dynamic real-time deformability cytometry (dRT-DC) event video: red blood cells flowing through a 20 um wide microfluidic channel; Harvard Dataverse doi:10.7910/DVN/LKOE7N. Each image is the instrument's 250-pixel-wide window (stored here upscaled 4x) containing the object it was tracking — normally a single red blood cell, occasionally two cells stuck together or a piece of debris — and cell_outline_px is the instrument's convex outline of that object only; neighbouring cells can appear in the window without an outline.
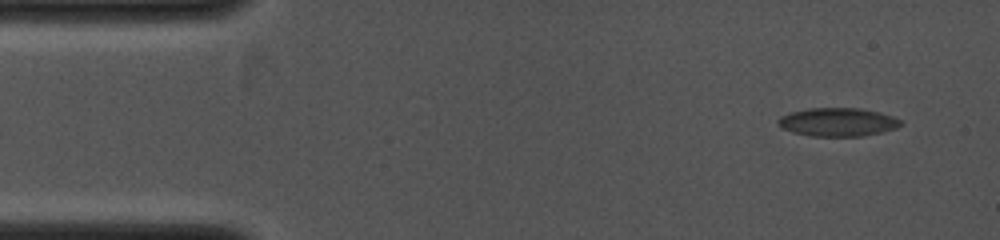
{"species": "common noctule bat (a hibernating species)", "species_latin": "Nyctalus noctula", "temperature_condition": "cold", "stored_images_in_passage": 44, "camera_frame_rate_fps": 4000, "um_per_image_px": 0.085, "animal": {"sex": "female", "body_mass_g": 19.0, "forearm_length_mm": 53.3}, "frame": {"image": 1, "passage_image": 1, "time_ms": 0.0, "image_size_px": [1000, 240], "cell_outline_px": [[904, 124], [896, 128], [880, 132], [860, 136], [812, 136], [792, 132], [780, 128], [776, 120], [780, 116], [792, 112], [808, 108], [860, 108], [880, 112], [892, 116], [900, 120]], "centroid_in_image_um": [71.18, 10.37], "position_along_channel_um": 13.8, "area_um2": 20.35}}
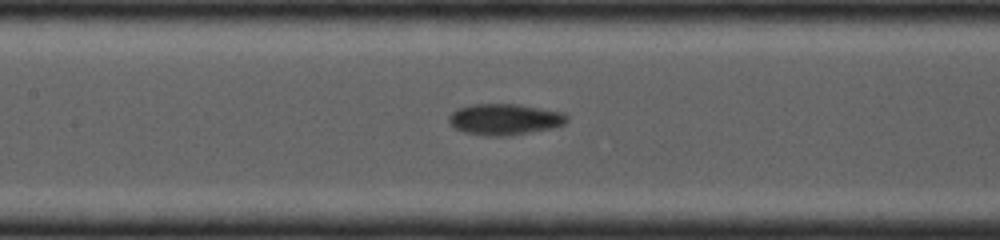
{"frame": {"image": 2, "passage_image": 19, "time_ms": 4.75, "image_size_px": [1000, 240], "cell_outline_px": [[568, 120], [564, 124], [552, 128], [504, 136], [484, 136], [464, 132], [456, 128], [448, 120], [448, 116], [456, 108], [472, 104], [520, 104], [564, 112], [568, 116]], "centroid_in_image_um": [42.9, 10.13], "position_along_channel_um": 164.5, "area_um2": 21.5}}
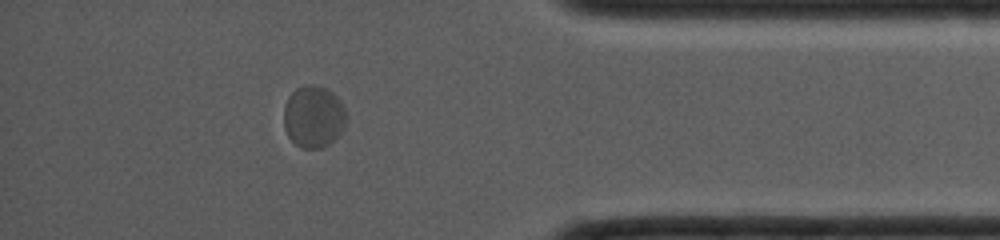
{"frame": {"image": 3, "passage_image": 38, "time_ms": 9.75, "image_size_px": [1000, 240], "cell_outline_px": [[344, 128], [328, 144], [320, 148], [300, 148], [288, 136], [284, 128], [284, 108], [288, 96], [296, 88], [308, 84], [312, 84], [324, 88], [332, 92], [340, 100], [344, 108]], "centroid_in_image_um": [26.61, 9.9], "position_along_channel_um": 408.6, "area_um2": 22.31}}